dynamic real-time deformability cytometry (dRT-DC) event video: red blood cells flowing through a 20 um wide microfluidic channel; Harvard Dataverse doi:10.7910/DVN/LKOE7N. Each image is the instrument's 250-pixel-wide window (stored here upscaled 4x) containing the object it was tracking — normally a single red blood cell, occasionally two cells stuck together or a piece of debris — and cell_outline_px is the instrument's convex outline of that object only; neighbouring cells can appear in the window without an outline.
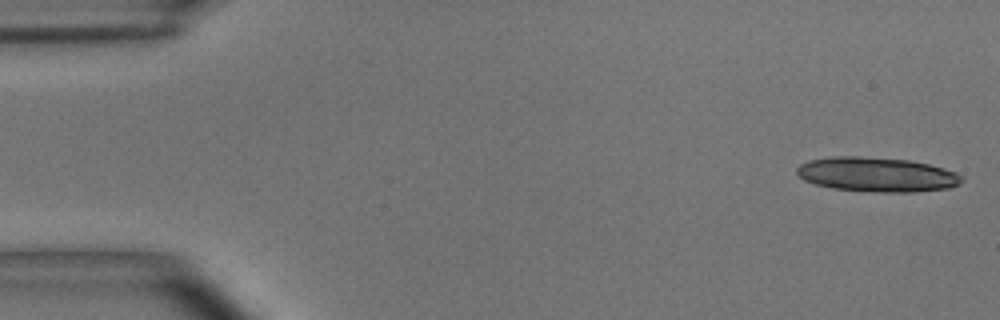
{"species": "common noctule bat (a hibernating species)", "species_latin": "Nyctalus noctula", "temperature_condition": "room temperature", "stored_images_in_passage": 13, "camera_frame_rate_fps": 3000, "um_per_image_px": 0.085, "animal": {"sex": "male", "body_mass_g": 15.6}, "frame": {"image": 1, "passage_image": 1, "time_ms": 0.0, "image_size_px": [1000, 320], "cell_outline_px": [[964, 180], [960, 184], [948, 188], [912, 192], [880, 192], [832, 188], [816, 184], [804, 180], [796, 172], [796, 168], [800, 164], [808, 160], [832, 156], [860, 156], [908, 160], [928, 164], [944, 168], [956, 172]], "centroid_in_image_um": [74.52, 14.83], "position_along_channel_um": 10.5, "area_um2": 33.12}}